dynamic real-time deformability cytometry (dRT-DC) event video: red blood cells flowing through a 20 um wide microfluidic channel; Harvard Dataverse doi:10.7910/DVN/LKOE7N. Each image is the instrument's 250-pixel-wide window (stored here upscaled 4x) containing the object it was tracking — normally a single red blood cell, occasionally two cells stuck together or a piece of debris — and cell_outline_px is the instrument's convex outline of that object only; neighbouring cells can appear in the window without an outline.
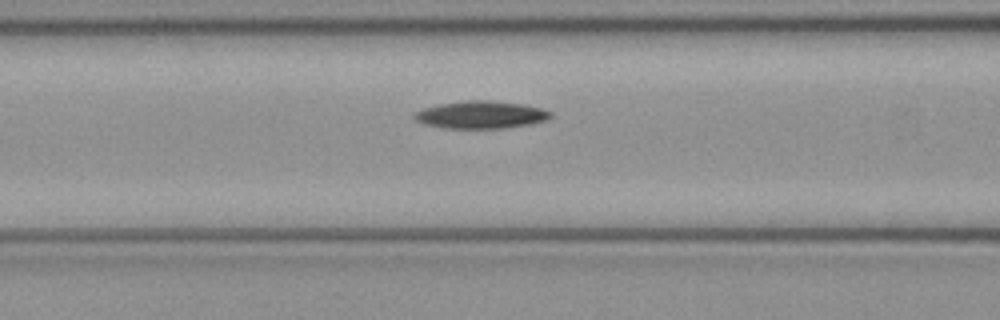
{"species": "common noctule bat (a hibernating species)", "species_latin": "Nyctalus noctula", "temperature_condition": "cold", "stored_images_in_passage": 6, "segment_of_instrument_passage": [2, 2], "camera_frame_rate_fps": 3000, "um_per_image_px": 0.085, "animal": {"sex": "female", "body_mass_g": 21.9}, "frame": {"image": 1, "passage_image": 6, "time_ms": 1.667, "image_size_px": [1000, 320], "cell_outline_px": [[552, 116], [548, 120], [508, 128], [444, 128], [424, 124], [416, 120], [412, 116], [412, 112], [424, 108], [440, 104], [464, 100], [492, 100], [524, 104], [540, 108], [552, 112]], "centroid_in_image_um": [40.87, 9.75], "position_along_channel_um": 125.7, "area_um2": 22.02}}